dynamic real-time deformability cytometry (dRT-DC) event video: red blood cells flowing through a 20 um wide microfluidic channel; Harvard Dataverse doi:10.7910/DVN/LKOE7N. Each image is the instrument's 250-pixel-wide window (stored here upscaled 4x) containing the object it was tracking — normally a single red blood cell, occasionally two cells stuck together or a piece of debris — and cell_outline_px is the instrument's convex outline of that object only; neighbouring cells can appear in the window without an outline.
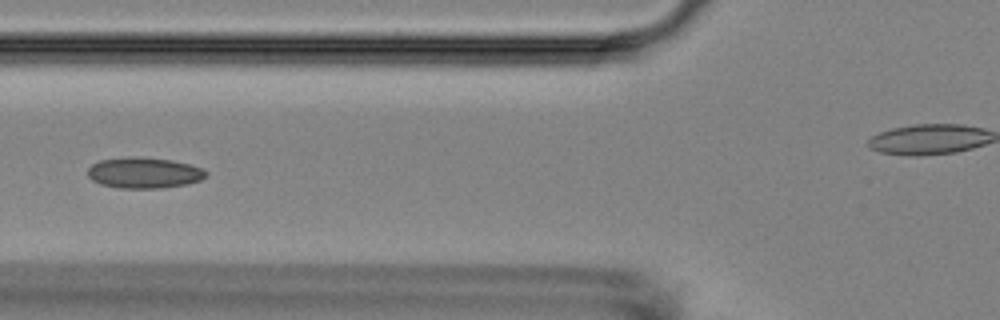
{"species": "Egyptian fruit bat (a non-hibernating species)", "species_latin": "Rousettus aegyptiacus", "temperature_condition": "room temperature", "stored_images_in_passage": 6, "camera_frame_rate_fps": 3000, "um_per_image_px": 0.085, "animal": {"sex": "female"}, "frame": {"image": 1, "passage_image": 6, "time_ms": 5.667, "image_size_px": [1000, 320], "cell_outline_px": [[208, 172], [200, 180], [188, 184], [164, 188], [120, 188], [100, 184], [92, 180], [88, 176], [88, 168], [92, 164], [100, 160], [136, 156], [172, 160], [188, 164], [200, 168]], "centroid_in_image_um": [12.22, 14.69], "position_along_channel_um": 113.6, "area_um2": 21.21}}